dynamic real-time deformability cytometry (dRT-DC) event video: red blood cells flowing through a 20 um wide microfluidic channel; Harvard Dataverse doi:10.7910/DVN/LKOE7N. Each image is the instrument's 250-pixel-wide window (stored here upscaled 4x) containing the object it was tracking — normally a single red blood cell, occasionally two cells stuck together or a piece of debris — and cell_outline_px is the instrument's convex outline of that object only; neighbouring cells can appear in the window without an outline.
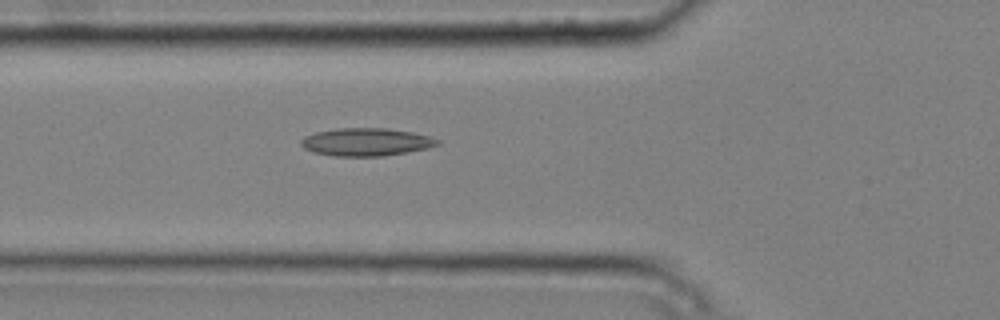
{"species": "common noctule bat (a hibernating species)", "species_latin": "Nyctalus noctula", "temperature_condition": "cold", "stored_images_in_passage": 6, "camera_frame_rate_fps": 3000, "um_per_image_px": 0.085, "animal": {"sex": "male", "body_mass_g": 20.4}, "frame": {"image": 1, "passage_image": 6, "time_ms": 1.667, "image_size_px": [1000, 320], "cell_outline_px": [[440, 144], [428, 148], [408, 152], [384, 156], [336, 156], [316, 152], [304, 148], [300, 144], [300, 140], [304, 136], [316, 132], [336, 128], [388, 128], [412, 132], [428, 136], [440, 140]], "centroid_in_image_um": [31.14, 12.06], "position_along_channel_um": 94.7, "area_um2": 22.14}}